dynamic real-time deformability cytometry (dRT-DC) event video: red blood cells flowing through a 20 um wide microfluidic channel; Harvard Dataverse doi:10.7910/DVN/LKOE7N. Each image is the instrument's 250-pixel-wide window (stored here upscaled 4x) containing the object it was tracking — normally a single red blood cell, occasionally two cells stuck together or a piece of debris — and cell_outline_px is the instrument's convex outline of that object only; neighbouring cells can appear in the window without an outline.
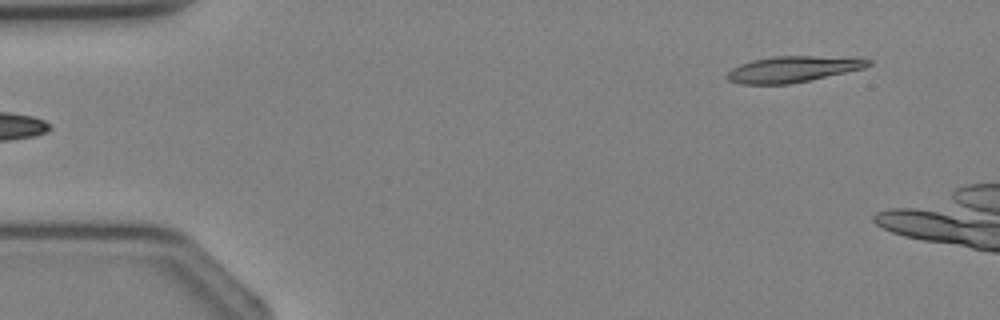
{"species": "Egyptian fruit bat (a non-hibernating species)", "species_latin": "Rousettus aegyptiacus", "temperature_condition": "cold", "stored_images_in_passage": 4, "segment_of_instrument_passage": [2, 2], "camera_frame_rate_fps": 3000, "um_per_image_px": 0.085, "animal": {"sex": "female"}, "frame": {"image": 1, "passage_image": 4, "time_ms": 3.667, "image_size_px": [1000, 320], "cell_outline_px": [[872, 64], [864, 68], [808, 80], [788, 84], [740, 84], [728, 80], [724, 76], [732, 68], [740, 64], [752, 60], [776, 56], [860, 56], [872, 60]], "centroid_in_image_um": [67.45, 5.86], "position_along_channel_um": 17.6, "area_um2": 21.68}}